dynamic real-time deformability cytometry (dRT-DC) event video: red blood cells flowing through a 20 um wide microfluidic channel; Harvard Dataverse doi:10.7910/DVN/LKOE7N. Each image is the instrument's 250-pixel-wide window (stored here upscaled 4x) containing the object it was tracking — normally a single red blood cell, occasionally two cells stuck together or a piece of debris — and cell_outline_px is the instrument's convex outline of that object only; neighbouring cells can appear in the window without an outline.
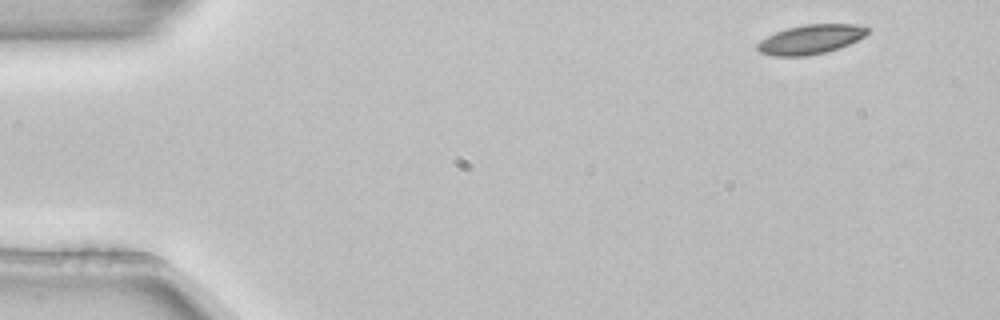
{"species": "common noctule bat (a hibernating species)", "species_latin": "Nyctalus noctula", "temperature_condition": "room temperature", "stored_images_in_passage": 4, "camera_frame_rate_fps": 3000, "um_per_image_px": 0.085, "animal": {"sex": "female", "body_mass_g": 22.7, "forearm_length_mm": 54.2}, "frame": {"image": 1, "passage_image": 1, "time_ms": 0.0, "image_size_px": [1000, 320], "cell_outline_px": [[868, 32], [864, 36], [840, 48], [824, 52], [804, 56], [776, 56], [760, 52], [756, 48], [756, 44], [760, 40], [776, 32], [788, 28], [804, 24], [852, 24], [868, 28]], "centroid_in_image_um": [68.87, 3.34], "position_along_channel_um": 16.1, "area_um2": 18.55}}
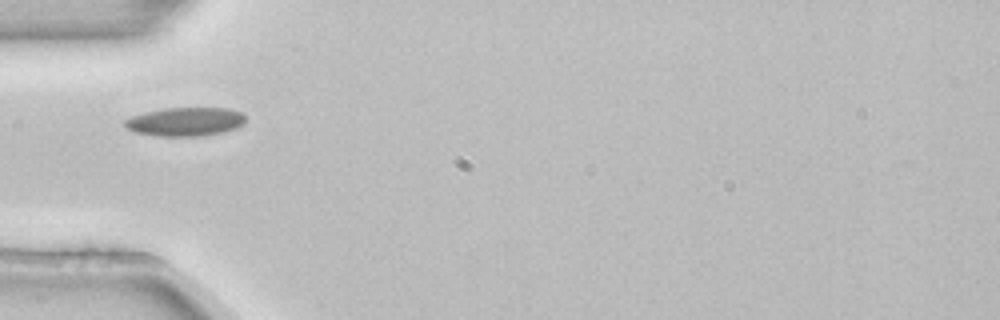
{"frame": {"image": 2, "passage_image": 3, "time_ms": 0.667, "image_size_px": [1000, 320], "cell_outline_px": [[244, 124], [236, 128], [224, 132], [200, 136], [160, 136], [136, 132], [128, 128], [124, 124], [124, 120], [132, 116], [144, 112], [164, 108], [228, 108], [240, 112], [244, 116]], "centroid_in_image_um": [15.76, 10.34], "position_along_channel_um": 69.2, "area_um2": 20.11}}